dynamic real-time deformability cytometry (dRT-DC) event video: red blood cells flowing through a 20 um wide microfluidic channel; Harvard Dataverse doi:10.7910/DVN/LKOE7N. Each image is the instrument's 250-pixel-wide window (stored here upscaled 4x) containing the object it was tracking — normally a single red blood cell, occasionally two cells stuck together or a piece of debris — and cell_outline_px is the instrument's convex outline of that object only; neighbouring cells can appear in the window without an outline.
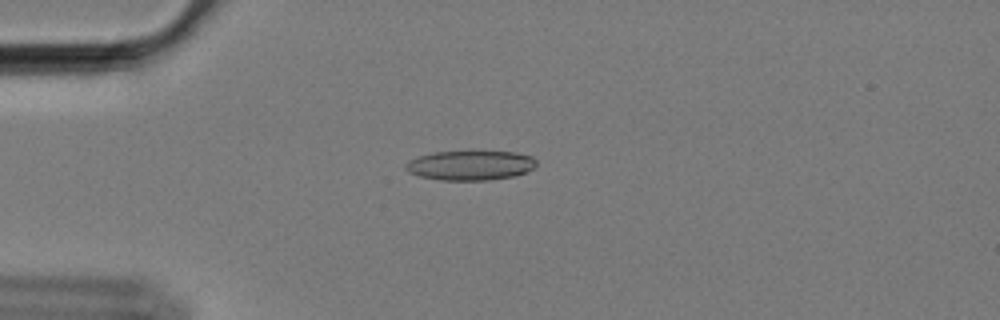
{"species": "Egyptian fruit bat (a non-hibernating species)", "species_latin": "Rousettus aegyptiacus", "temperature_condition": "cold", "stored_images_in_passage": 23, "camera_frame_rate_fps": 3000, "um_per_image_px": 0.085, "animal": {"sex": "female"}, "frame": {"image": 1, "passage_image": 2, "time_ms": 0.333, "image_size_px": [1000, 320], "cell_outline_px": [[536, 164], [532, 168], [524, 172], [512, 176], [488, 180], [440, 180], [420, 176], [408, 172], [404, 168], [404, 164], [408, 160], [420, 156], [436, 152], [516, 152], [532, 156], [536, 160]], "centroid_in_image_um": [39.94, 14.06], "position_along_channel_um": 45.1, "area_um2": 22.31}}
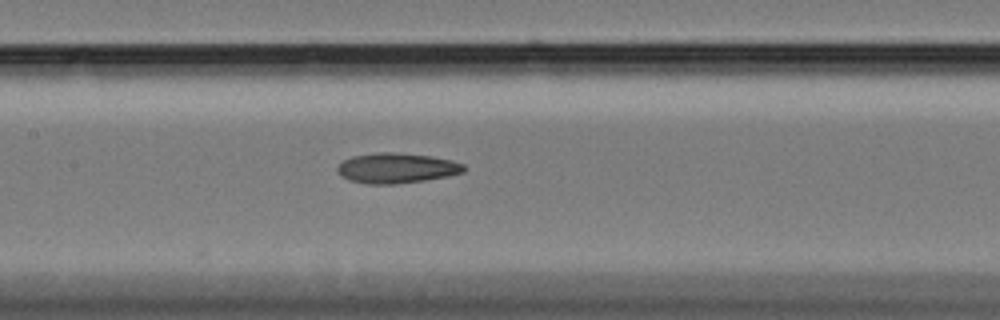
{"frame": {"image": 2, "passage_image": 15, "time_ms": 4.667, "image_size_px": [1000, 320], "cell_outline_px": [[464, 172], [448, 176], [424, 180], [396, 184], [368, 184], [348, 180], [340, 176], [336, 168], [344, 160], [352, 156], [380, 152], [388, 152], [432, 156], [452, 160], [464, 164]], "centroid_in_image_um": [33.7, 14.29], "position_along_channel_um": 173.7, "area_um2": 22.2}}
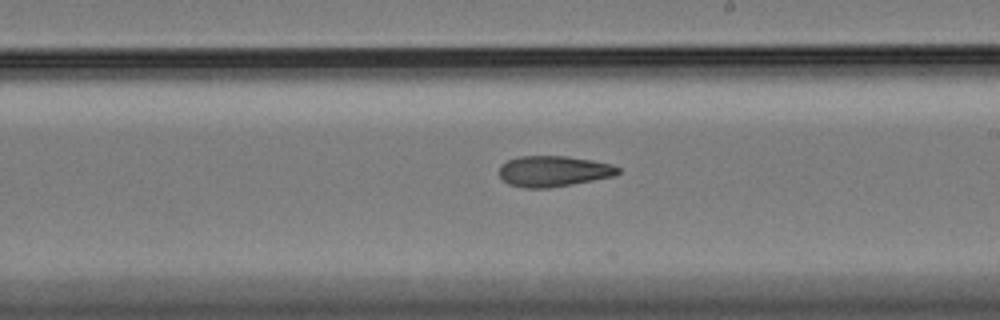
{"frame": {"image": 3, "passage_image": 21, "time_ms": 6.667, "image_size_px": [1000, 320], "cell_outline_px": [[620, 172], [616, 176], [572, 184], [548, 188], [524, 188], [508, 184], [500, 176], [500, 168], [508, 160], [520, 156], [568, 156], [592, 160], [612, 164], [620, 168]], "centroid_in_image_um": [47.09, 14.55], "position_along_channel_um": 241.9, "area_um2": 21.33}}